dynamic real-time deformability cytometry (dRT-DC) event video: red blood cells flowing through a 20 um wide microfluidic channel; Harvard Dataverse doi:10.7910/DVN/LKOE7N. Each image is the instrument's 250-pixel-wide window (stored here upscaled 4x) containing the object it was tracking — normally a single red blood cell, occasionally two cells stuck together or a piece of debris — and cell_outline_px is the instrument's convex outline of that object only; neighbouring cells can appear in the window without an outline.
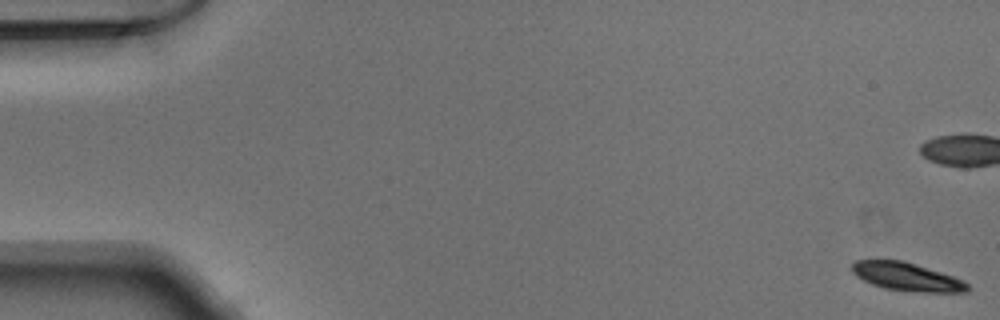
{"species": "Egyptian fruit bat (a non-hibernating species)", "species_latin": "Rousettus aegyptiacus", "temperature_condition": "warm", "stored_images_in_passage": 53, "camera_frame_rate_fps": 3000, "um_per_image_px": 0.085, "animal": {"sex": "male"}, "frame": {"image": 1, "passage_image": 1, "time_ms": 0.0, "image_size_px": [1000, 320], "cell_outline_px": [[968, 292], [924, 292], [884, 288], [872, 284], [856, 276], [852, 272], [852, 264], [856, 260], [900, 260], [940, 272], [964, 280], [968, 284]], "centroid_in_image_um": [77.07, 23.52], "position_along_channel_um": 7.9, "area_um2": 18.61}}
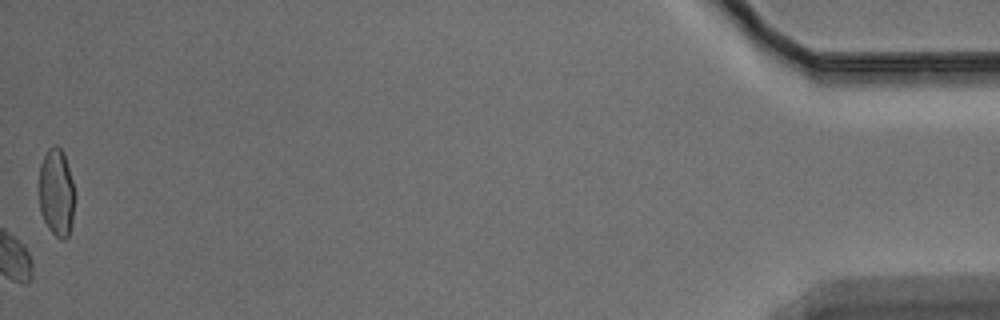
{"frame": {"image": 2, "passage_image": 53, "time_ms": 17.333, "image_size_px": [1000, 320], "cell_outline_px": [[76, 196], [72, 224], [68, 236], [64, 240], [60, 240], [48, 228], [40, 212], [40, 164], [48, 148], [56, 144], [64, 152], [76, 192]], "centroid_in_image_um": [4.84, 16.38], "position_along_channel_um": 430.4, "area_um2": 18.61}}